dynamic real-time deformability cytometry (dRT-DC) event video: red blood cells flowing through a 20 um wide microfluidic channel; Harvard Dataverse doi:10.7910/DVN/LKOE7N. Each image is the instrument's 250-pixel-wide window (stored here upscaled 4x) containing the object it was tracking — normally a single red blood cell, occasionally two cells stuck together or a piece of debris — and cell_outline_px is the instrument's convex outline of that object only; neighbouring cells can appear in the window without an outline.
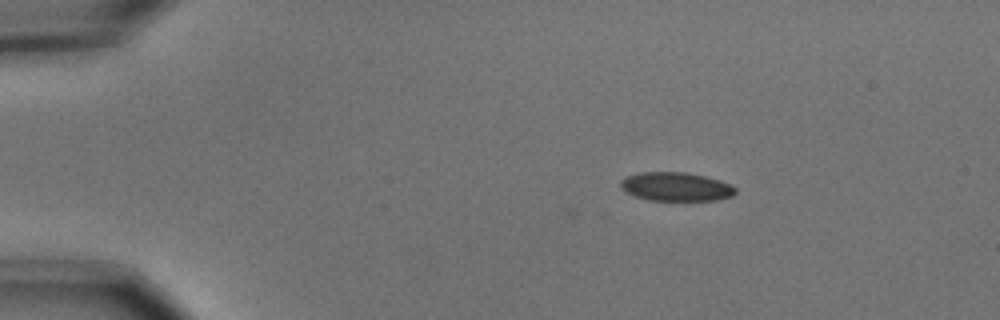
{"species": "common noctule bat (a hibernating species)", "species_latin": "Nyctalus noctula", "temperature_condition": "cold", "stored_images_in_passage": 5, "camera_frame_rate_fps": 3000, "um_per_image_px": 0.085, "animal": {"sex": "male", "body_mass_g": 15.6}, "frame": {"image": 1, "passage_image": 3, "time_ms": 0.667, "image_size_px": [1000, 320], "cell_outline_px": [[736, 192], [732, 196], [716, 200], [648, 200], [636, 196], [620, 188], [620, 180], [624, 176], [640, 172], [688, 172], [720, 180], [736, 188]], "centroid_in_image_um": [57.43, 15.85], "position_along_channel_um": 27.6, "area_um2": 19.25}}